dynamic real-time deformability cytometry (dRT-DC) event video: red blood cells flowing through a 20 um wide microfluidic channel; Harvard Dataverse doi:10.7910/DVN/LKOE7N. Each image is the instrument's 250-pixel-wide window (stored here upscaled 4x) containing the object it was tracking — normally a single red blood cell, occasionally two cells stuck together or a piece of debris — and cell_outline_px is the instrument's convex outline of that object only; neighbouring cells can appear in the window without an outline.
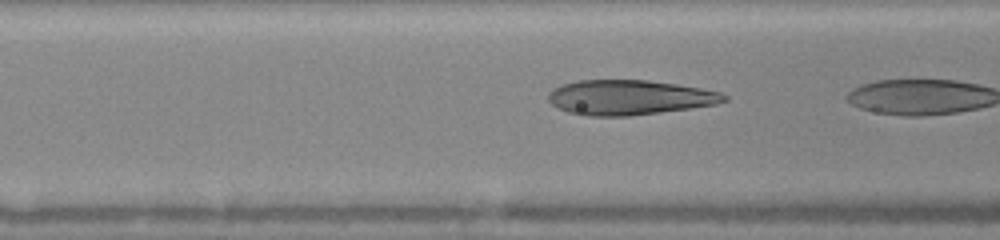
{"species": "human", "species_latin": "Homo sapiens", "temperature_condition": "warm", "stored_images_in_passage": 9, "camera_frame_rate_fps": 3000, "um_per_image_px": 0.085, "donor": {"sex": "female"}, "frame": {"image": 1, "passage_image": 7, "time_ms": 1.333, "image_size_px": [1000, 240], "cell_outline_px": [[728, 100], [716, 104], [660, 112], [628, 116], [588, 116], [568, 112], [552, 104], [548, 100], [548, 92], [552, 88], [576, 80], [648, 80], [676, 84], [700, 88], [720, 92], [728, 96]], "centroid_in_image_um": [53.47, 8.28], "position_along_channel_um": 113.1, "area_um2": 35.6}}